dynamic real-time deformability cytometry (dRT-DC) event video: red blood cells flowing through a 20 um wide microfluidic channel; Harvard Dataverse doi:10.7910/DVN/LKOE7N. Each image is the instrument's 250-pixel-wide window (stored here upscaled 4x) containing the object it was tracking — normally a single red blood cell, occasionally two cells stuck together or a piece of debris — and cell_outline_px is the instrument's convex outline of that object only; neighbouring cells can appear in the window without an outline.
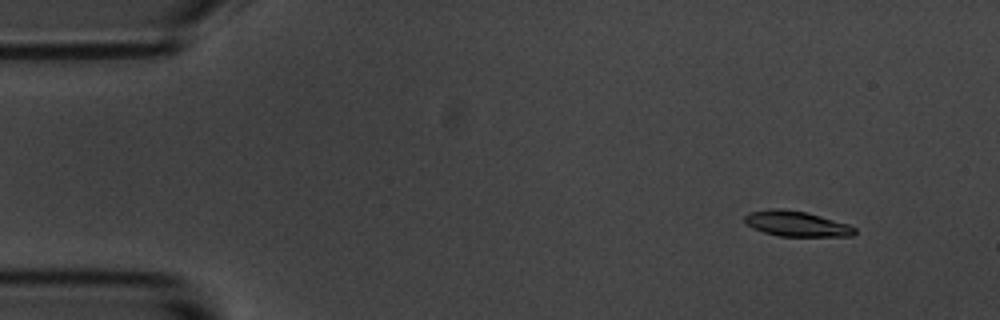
{"species": "common noctule bat (a hibernating species)", "species_latin": "Nyctalus noctula", "temperature_condition": "room temperature", "stored_images_in_passage": 5, "camera_frame_rate_fps": 3000, "um_per_image_px": 0.085, "animal": {"sex": "male", "body_mass_g": 20.1, "forearm_length_mm": 53.5}, "frame": {"image": 1, "passage_image": 2, "time_ms": 1.0, "image_size_px": [1000, 320], "cell_outline_px": [[856, 232], [852, 236], [780, 236], [764, 232], [752, 228], [744, 220], [744, 216], [748, 212], [772, 208], [780, 208], [808, 212], [848, 224], [856, 228]], "centroid_in_image_um": [67.69, 19.01], "position_along_channel_um": 17.3, "area_um2": 16.3}}
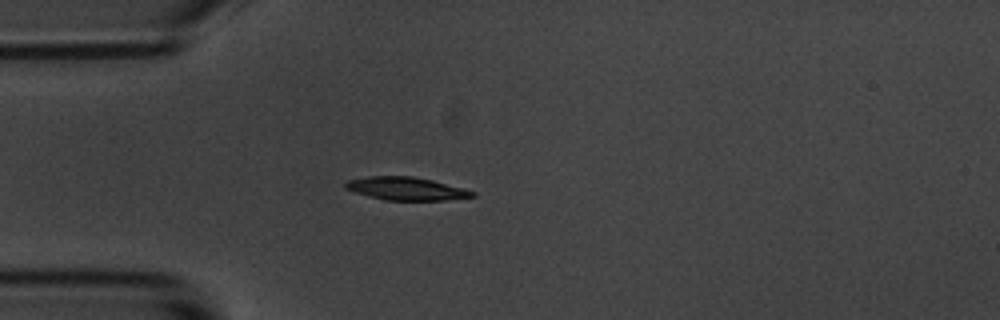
{"frame": {"image": 2, "passage_image": 4, "time_ms": 4.333, "image_size_px": [1000, 320], "cell_outline_px": [[476, 196], [444, 200], [384, 200], [356, 192], [344, 188], [344, 184], [348, 180], [368, 176], [412, 176], [432, 180], [464, 188], [476, 192]], "centroid_in_image_um": [34.53, 16.03], "position_along_channel_um": 50.5, "area_um2": 16.94}}